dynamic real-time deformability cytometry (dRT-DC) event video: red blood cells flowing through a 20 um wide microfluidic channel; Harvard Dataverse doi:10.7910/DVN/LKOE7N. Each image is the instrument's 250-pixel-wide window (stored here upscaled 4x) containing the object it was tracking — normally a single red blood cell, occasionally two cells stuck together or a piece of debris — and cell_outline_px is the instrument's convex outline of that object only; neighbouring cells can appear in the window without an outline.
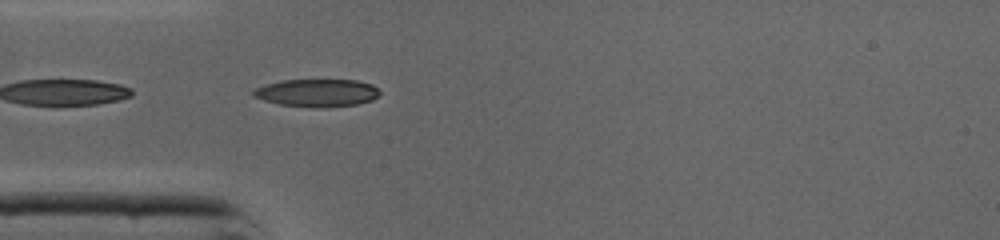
{"species": "common noctule bat (a hibernating species)", "species_latin": "Nyctalus noctula", "temperature_condition": "cold", "stored_images_in_passage": 37, "camera_frame_rate_fps": 3000, "um_per_image_px": 0.085, "animal": {"sex": "male", "body_mass_g": 19.0, "forearm_length_mm": 50.8}, "frame": {"image": 1, "passage_image": 5, "time_ms": 1.333, "image_size_px": [1000, 240], "cell_outline_px": [[380, 96], [372, 100], [356, 104], [280, 104], [264, 100], [252, 96], [252, 92], [256, 88], [268, 84], [284, 80], [356, 80], [372, 84], [380, 92]], "centroid_in_image_um": [26.97, 7.83], "position_along_channel_um": 58.0, "area_um2": 19.13}}
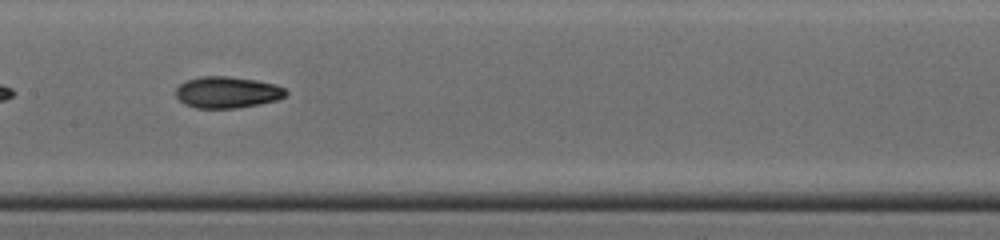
{"frame": {"image": 2, "passage_image": 14, "time_ms": 4.333, "image_size_px": [1000, 240], "cell_outline_px": [[288, 92], [284, 96], [276, 100], [236, 108], [196, 108], [184, 104], [176, 96], [176, 88], [180, 84], [188, 80], [200, 76], [228, 76], [256, 80], [276, 84], [284, 88]], "centroid_in_image_um": [19.3, 7.84], "position_along_channel_um": 188.1, "area_um2": 20.06}}
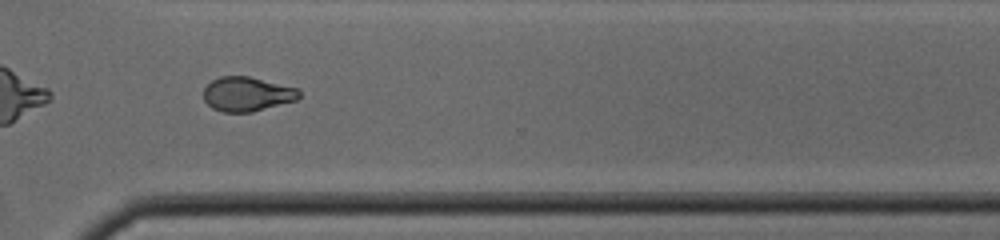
{"frame": {"image": 3, "passage_image": 25, "time_ms": 8.0, "image_size_px": [1000, 240], "cell_outline_px": [[300, 96], [296, 100], [252, 112], [224, 112], [212, 108], [204, 100], [204, 88], [212, 80], [220, 76], [248, 76], [296, 88], [300, 92]], "centroid_in_image_um": [20.97, 8.0], "position_along_channel_um": 349.6, "area_um2": 18.96}, "authors_computed_cell_mechanics": {"area_um2": 19.652, "velocity_mm_per_s": 4.3997, "shape_relaxation_time_tau1_ms": 3.1376, "shape_relaxation_time_tau2_ms": 3.255, "deformation_change_tau1": 0.1771, "deformation_change_tau2": 0.0948}}